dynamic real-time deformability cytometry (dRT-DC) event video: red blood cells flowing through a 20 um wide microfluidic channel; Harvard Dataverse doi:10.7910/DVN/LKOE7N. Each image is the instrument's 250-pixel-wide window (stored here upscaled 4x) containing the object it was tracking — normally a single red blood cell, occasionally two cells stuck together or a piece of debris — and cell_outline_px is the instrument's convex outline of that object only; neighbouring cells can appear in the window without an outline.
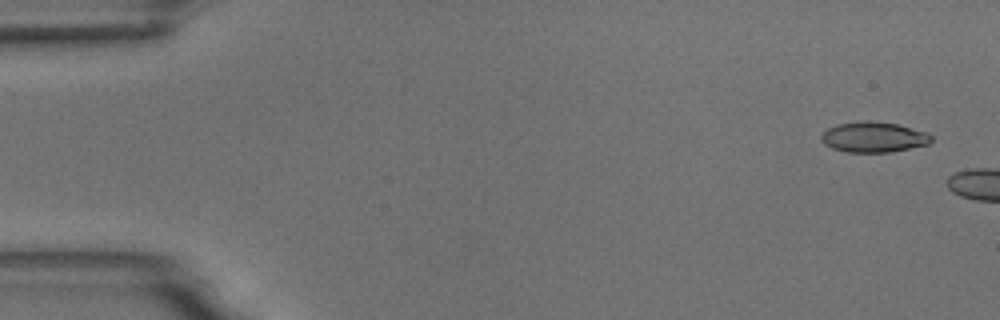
{"species": "common noctule bat (a hibernating species)", "species_latin": "Nyctalus noctula", "temperature_condition": "room temperature", "stored_images_in_passage": 5, "segment_of_instrument_passage": [2, 2], "camera_frame_rate_fps": 3000, "um_per_image_px": 0.085, "animal": {"sex": "male", "body_mass_g": 18.8}, "frame": {"image": 1, "passage_image": 5, "time_ms": 5.667, "image_size_px": [1000, 320], "cell_outline_px": [[932, 140], [928, 144], [888, 152], [848, 152], [832, 148], [824, 144], [820, 140], [820, 136], [828, 128], [836, 124], [860, 120], [868, 120], [896, 124], [928, 132], [932, 136]], "centroid_in_image_um": [74.23, 11.64], "position_along_channel_um": 10.8, "area_um2": 19.54}}